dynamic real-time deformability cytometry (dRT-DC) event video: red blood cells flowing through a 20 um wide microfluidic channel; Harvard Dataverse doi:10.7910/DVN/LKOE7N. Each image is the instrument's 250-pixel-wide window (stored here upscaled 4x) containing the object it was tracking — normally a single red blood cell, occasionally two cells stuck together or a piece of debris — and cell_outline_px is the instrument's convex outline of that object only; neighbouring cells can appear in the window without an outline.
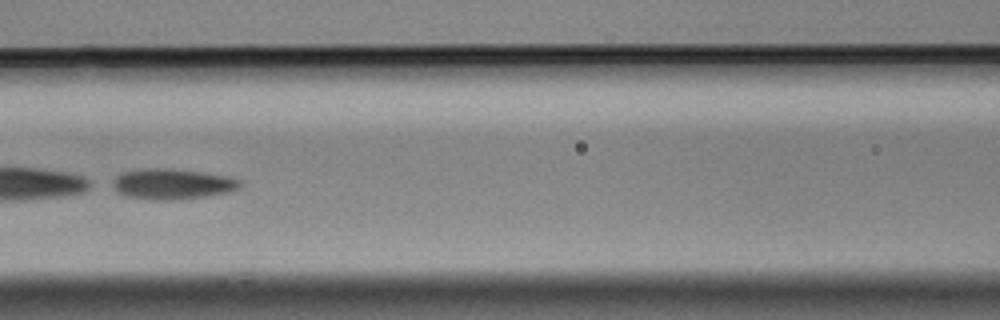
{"species": "Egyptian fruit bat (a non-hibernating species)", "species_latin": "Rousettus aegyptiacus", "temperature_condition": "cold", "stored_images_in_passage": 38, "camera_frame_rate_fps": 3000, "um_per_image_px": 0.085, "animal": {"sex": "male"}, "frame": {"image": 1, "passage_image": 12, "time_ms": 3.667, "image_size_px": [1000, 320], "cell_outline_px": [[244, 184], [240, 188], [228, 192], [208, 196], [172, 200], [148, 200], [128, 196], [116, 192], [108, 184], [108, 180], [120, 172], [140, 168], [172, 168], [204, 172], [232, 176], [240, 180]], "centroid_in_image_um": [14.58, 15.62], "position_along_channel_um": 152.0, "area_um2": 23.64}, "authors_computed_cell_mechanics": {"area_um2": 22.0218, "velocity_mm_per_s": 3.5584, "shape_relaxation_time_tau1_ms": 2.0417, "shape_relaxation_time_tau2_ms": 3.6467, "deformation_change_tau1": 0.3085, "deformation_change_tau2": 0.1124}}